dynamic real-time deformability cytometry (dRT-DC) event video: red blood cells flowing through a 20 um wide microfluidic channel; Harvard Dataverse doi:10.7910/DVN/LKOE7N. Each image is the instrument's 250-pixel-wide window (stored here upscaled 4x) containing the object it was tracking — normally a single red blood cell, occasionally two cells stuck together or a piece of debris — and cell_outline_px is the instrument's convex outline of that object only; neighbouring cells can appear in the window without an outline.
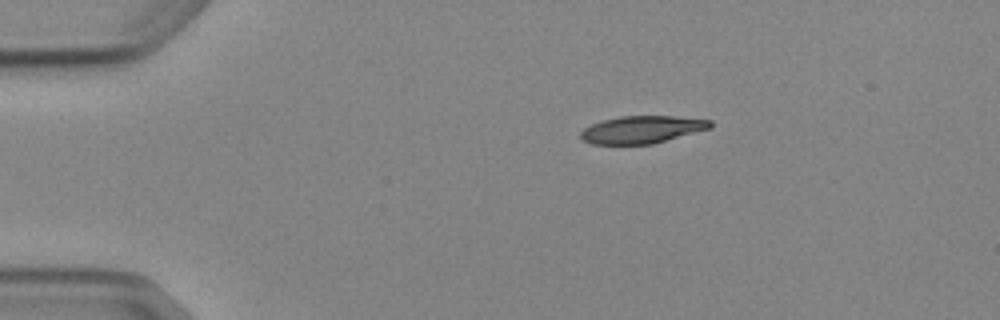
{"species": "Egyptian fruit bat (a non-hibernating species)", "species_latin": "Rousettus aegyptiacus", "temperature_condition": "cold", "stored_images_in_passage": 4, "camera_frame_rate_fps": 3000, "um_per_image_px": 0.085, "animal": {"sex": "female"}, "frame": {"image": 1, "passage_image": 4, "time_ms": 3.667, "image_size_px": [1000, 320], "cell_outline_px": [[712, 128], [652, 144], [592, 144], [580, 140], [580, 132], [584, 128], [592, 124], [604, 120], [620, 116], [676, 116], [712, 120]], "centroid_in_image_um": [54.57, 11.01], "position_along_channel_um": 30.4, "area_um2": 20.81}}